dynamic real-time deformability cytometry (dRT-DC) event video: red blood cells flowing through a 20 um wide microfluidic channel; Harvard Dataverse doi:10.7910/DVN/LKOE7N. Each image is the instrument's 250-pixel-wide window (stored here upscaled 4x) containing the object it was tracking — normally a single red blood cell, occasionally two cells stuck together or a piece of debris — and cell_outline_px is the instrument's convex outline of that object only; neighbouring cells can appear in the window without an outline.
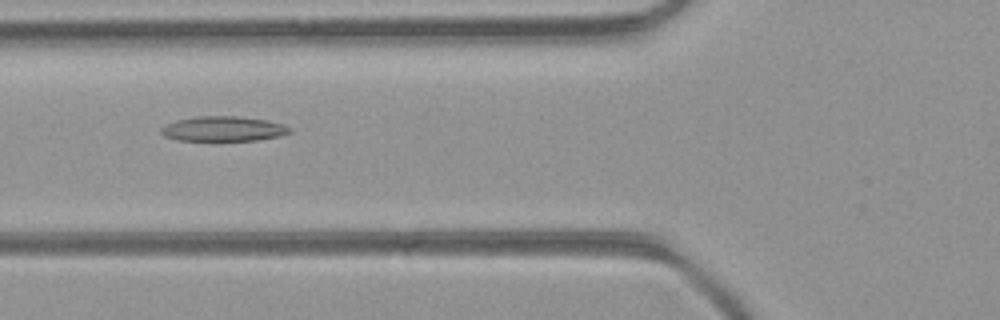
{"species": "common noctule bat (a hibernating species)", "species_latin": "Nyctalus noctula", "temperature_condition": "room temperature", "stored_images_in_passage": 33, "camera_frame_rate_fps": 3000, "um_per_image_px": 0.085, "animal": {"sex": "female", "body_mass_g": 21.9}, "frame": {"image": 1, "passage_image": 5, "time_ms": 1.333, "image_size_px": [1000, 320], "cell_outline_px": [[292, 132], [280, 136], [256, 140], [216, 144], [176, 140], [164, 136], [160, 132], [160, 128], [176, 120], [200, 116], [236, 116], [268, 120], [284, 124], [292, 128]], "centroid_in_image_um": [18.98, 11.01], "position_along_channel_um": 106.8, "area_um2": 19.83}}
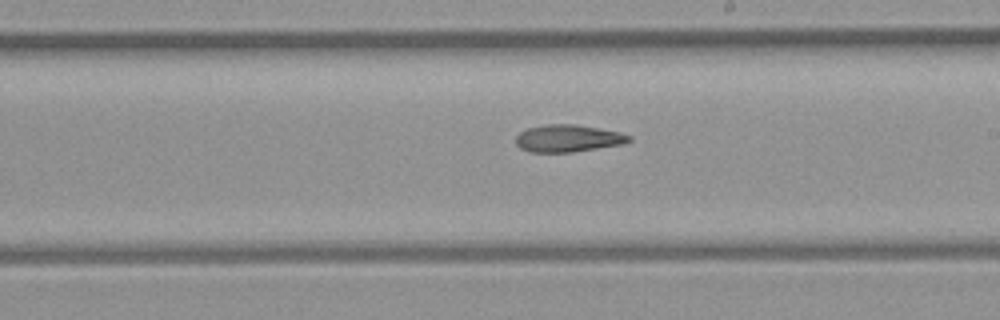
{"frame": {"image": 2, "passage_image": 14, "time_ms": 4.333, "image_size_px": [1000, 320], "cell_outline_px": [[632, 140], [624, 144], [572, 152], [528, 152], [520, 148], [516, 144], [516, 136], [520, 132], [528, 128], [544, 124], [576, 124], [620, 132], [632, 136]], "centroid_in_image_um": [48.29, 11.76], "position_along_channel_um": 240.7, "area_um2": 18.09}}
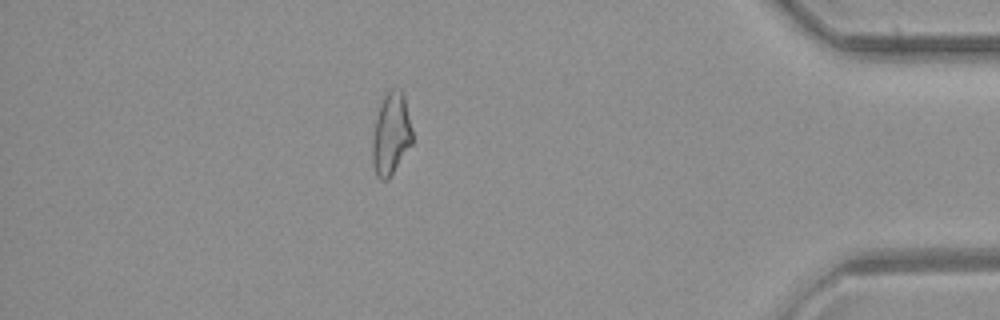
{"frame": {"image": 3, "passage_image": 28, "time_ms": 9.0, "image_size_px": [1000, 320], "cell_outline_px": [[412, 144], [388, 180], [380, 180], [376, 176], [372, 164], [372, 140], [376, 116], [380, 100], [388, 88], [400, 88], [404, 96], [412, 128]], "centroid_in_image_um": [33.22, 11.36], "position_along_channel_um": 402.0, "area_um2": 19.54}}